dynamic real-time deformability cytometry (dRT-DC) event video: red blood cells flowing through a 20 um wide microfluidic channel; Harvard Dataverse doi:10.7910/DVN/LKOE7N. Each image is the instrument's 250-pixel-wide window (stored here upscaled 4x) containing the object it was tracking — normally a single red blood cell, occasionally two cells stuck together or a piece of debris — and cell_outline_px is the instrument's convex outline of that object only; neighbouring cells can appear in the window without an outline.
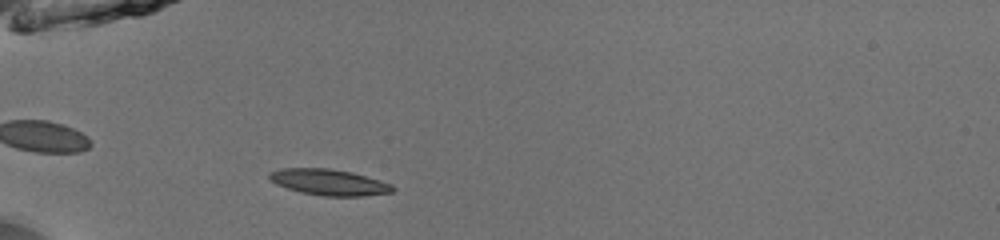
{"species": "common noctule bat (a hibernating species)", "species_latin": "Nyctalus noctula", "temperature_condition": "room temperature", "stored_images_in_passage": 38, "camera_frame_rate_fps": 3000, "um_per_image_px": 0.085, "animal": {"sex": "male", "body_mass_g": 13.0, "forearm_length_mm": 53.1}, "frame": {"image": 1, "passage_image": 4, "time_ms": 1.0, "image_size_px": [1000, 240], "cell_outline_px": [[396, 188], [392, 192], [364, 196], [320, 196], [300, 192], [276, 184], [268, 176], [268, 172], [280, 168], [328, 168], [352, 172], [380, 180], [392, 184]], "centroid_in_image_um": [27.97, 15.49], "position_along_channel_um": 57.0, "area_um2": 18.84}}
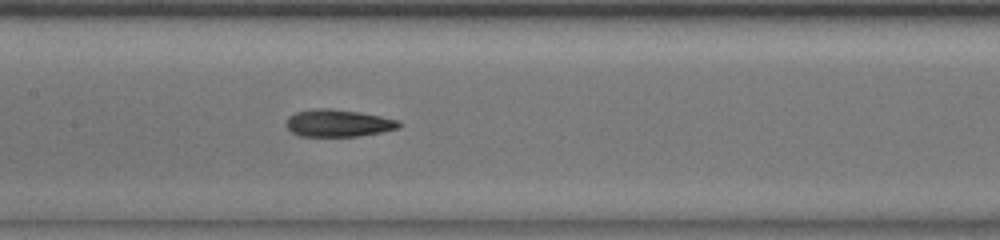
{"frame": {"image": 2, "passage_image": 14, "time_ms": 4.333, "image_size_px": [1000, 240], "cell_outline_px": [[404, 124], [400, 128], [380, 132], [356, 136], [300, 136], [292, 132], [284, 124], [288, 116], [296, 112], [316, 108], [328, 108], [360, 112], [400, 120]], "centroid_in_image_um": [28.76, 10.46], "position_along_channel_um": 178.6, "area_um2": 18.03}}
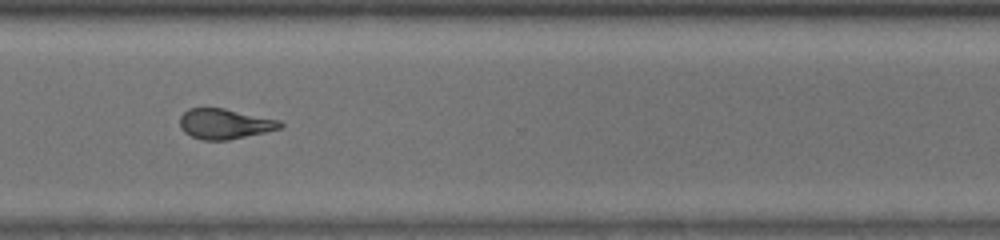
{"frame": {"image": 3, "passage_image": 27, "time_ms": 8.667, "image_size_px": [1000, 240], "cell_outline_px": [[284, 124], [280, 128], [264, 132], [228, 140], [204, 140], [192, 136], [184, 132], [180, 128], [180, 116], [188, 108], [224, 108], [280, 120]], "centroid_in_image_um": [19.08, 10.52], "position_along_channel_um": 351.5, "area_um2": 17.57}, "authors_computed_cell_mechanics": {"area_um2": 17.918, "velocity_mm_per_s": 4.0045, "shape_relaxation_time_tau1_ms": 5.2486, "shape_relaxation_time_tau2_ms": 2.9424, "deformation_change_tau1": 0.175, "deformation_change_tau2": 0.1135}}